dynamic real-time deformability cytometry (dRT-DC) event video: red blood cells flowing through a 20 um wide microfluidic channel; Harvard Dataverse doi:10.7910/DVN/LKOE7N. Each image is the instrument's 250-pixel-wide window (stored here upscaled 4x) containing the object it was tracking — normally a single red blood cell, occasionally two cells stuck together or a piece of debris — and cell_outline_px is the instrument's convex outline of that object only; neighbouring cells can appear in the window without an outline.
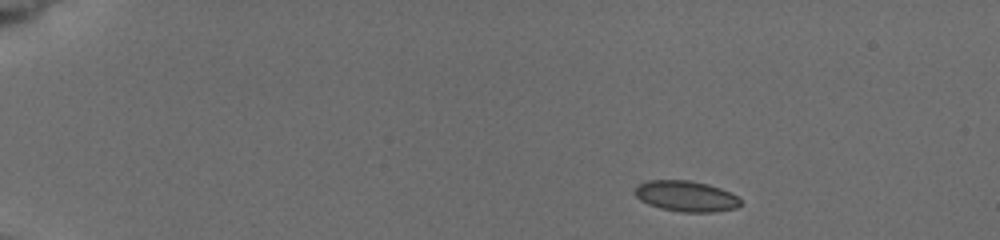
{"species": "common noctule bat (a hibernating species)", "species_latin": "Nyctalus noctula", "temperature_condition": "cold", "stored_images_in_passage": 5, "camera_frame_rate_fps": 3000, "um_per_image_px": 0.085, "animal": {"sex": "female", "body_mass_g": 19.5, "forearm_length_mm": 54.1}, "frame": {"image": 1, "passage_image": 1, "time_ms": 0.0, "image_size_px": [1000, 240], "cell_outline_px": [[740, 204], [736, 208], [712, 212], [680, 212], [660, 208], [648, 204], [640, 200], [632, 192], [636, 184], [648, 180], [688, 180], [708, 184], [720, 188], [736, 196], [740, 200]], "centroid_in_image_um": [58.24, 16.67], "position_along_channel_um": 26.8, "area_um2": 19.02}}
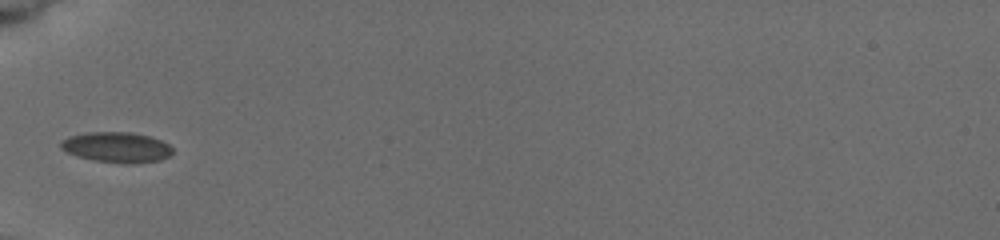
{"frame": {"image": 2, "passage_image": 4, "time_ms": 4.0, "image_size_px": [1000, 240], "cell_outline_px": [[172, 152], [168, 156], [160, 160], [132, 164], [124, 164], [96, 160], [76, 156], [60, 148], [60, 144], [68, 136], [88, 132], [132, 132], [148, 136], [160, 140], [168, 144], [172, 148]], "centroid_in_image_um": [9.92, 12.52], "position_along_channel_um": 75.1, "area_um2": 19.71}}